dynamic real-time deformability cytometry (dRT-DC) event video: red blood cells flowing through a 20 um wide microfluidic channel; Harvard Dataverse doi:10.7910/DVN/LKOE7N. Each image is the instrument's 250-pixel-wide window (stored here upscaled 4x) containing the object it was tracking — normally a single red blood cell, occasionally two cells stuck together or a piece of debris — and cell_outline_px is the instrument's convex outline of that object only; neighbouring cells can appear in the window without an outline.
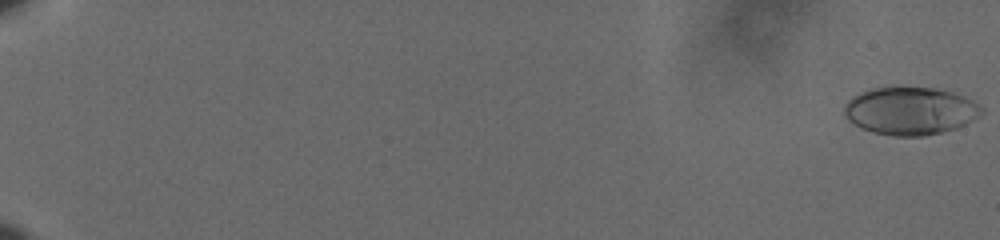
{"species": "human", "species_latin": "Homo sapiens", "temperature_condition": "cold", "stored_images_in_passage": 61, "camera_frame_rate_fps": 3000, "um_per_image_px": 0.085, "donor": {"sex": "male"}, "frame": {"image": 1, "passage_image": 1, "time_ms": 0.0, "image_size_px": [1000, 240], "cell_outline_px": [[984, 112], [972, 120], [956, 128], [924, 136], [892, 136], [872, 132], [848, 120], [844, 116], [844, 104], [852, 96], [860, 92], [872, 88], [936, 88], [952, 92], [964, 96], [972, 100], [984, 108]], "centroid_in_image_um": [77.37, 9.43], "position_along_channel_um": 7.6, "area_um2": 38.03}}
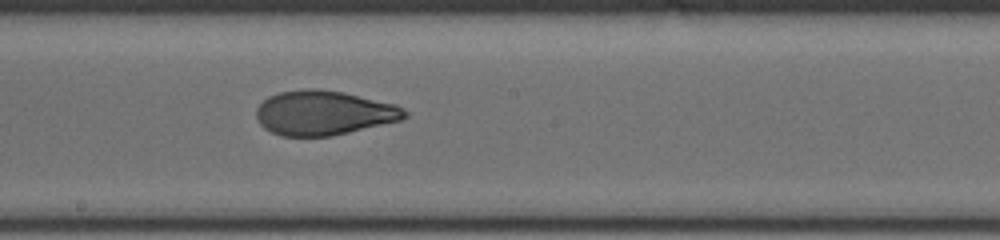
{"frame": {"image": 2, "passage_image": 38, "time_ms": 12.333, "image_size_px": [1000, 240], "cell_outline_px": [[408, 116], [400, 120], [332, 136], [280, 136], [264, 128], [260, 124], [256, 116], [256, 108], [268, 96], [280, 92], [308, 88], [316, 88], [344, 92], [396, 104], [404, 108], [408, 112]], "centroid_in_image_um": [27.52, 9.59], "position_along_channel_um": 220.7, "area_um2": 38.55}}
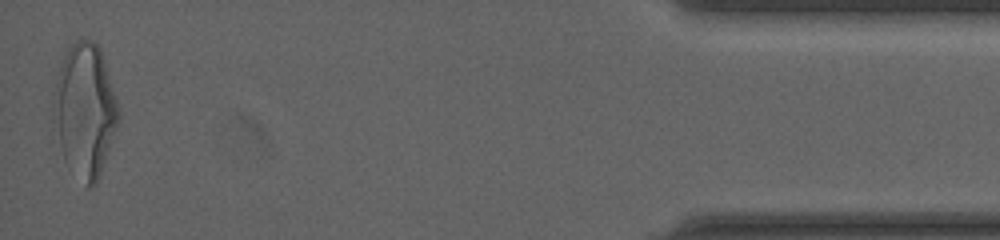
{"frame": {"image": 3, "passage_image": 61, "time_ms": 20.0, "image_size_px": [1000, 240], "cell_outline_px": [[120, 116], [96, 184], [92, 188], [88, 188], [64, 160], [60, 144], [52, 104], [52, 100], [60, 68], [68, 44], [76, 40], [92, 40], [100, 48], [120, 108]], "centroid_in_image_um": [7.23, 9.34], "position_along_channel_um": 428.0, "area_um2": 49.59}, "authors_computed_cell_mechanics": {"area_um2": 38.2058, "velocity_mm_per_s": 3.5988, "shape_relaxation_time_tau1_ms": 5.127, "shape_relaxation_time_tau2_ms": 1.3274, "deformation_change_tau1": 0.2009, "deformation_change_tau2": 0.0777}}